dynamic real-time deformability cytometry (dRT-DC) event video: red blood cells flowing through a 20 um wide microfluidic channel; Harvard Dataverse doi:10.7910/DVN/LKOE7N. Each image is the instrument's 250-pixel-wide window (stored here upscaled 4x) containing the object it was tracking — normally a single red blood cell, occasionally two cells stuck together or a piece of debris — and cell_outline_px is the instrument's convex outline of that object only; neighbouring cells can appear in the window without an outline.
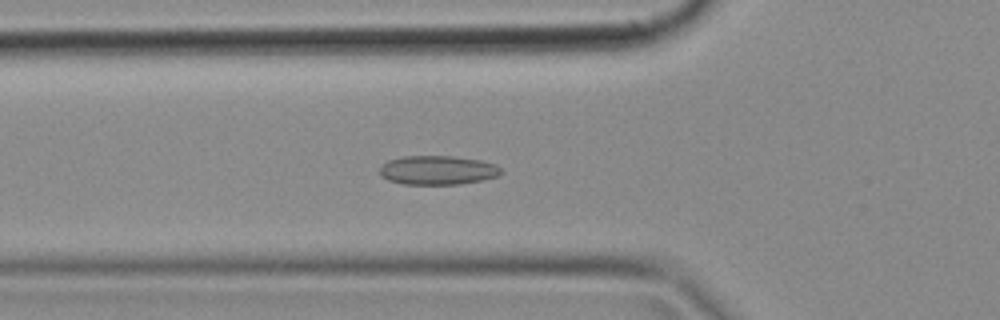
{"species": "common noctule bat (a hibernating species)", "species_latin": "Nyctalus noctula", "temperature_condition": "cold", "stored_images_in_passage": 50, "camera_frame_rate_fps": 3000, "um_per_image_px": 0.085, "animal": {"sex": "female", "body_mass_g": 18.4}, "frame": {"image": 1, "passage_image": 17, "time_ms": 5.333, "image_size_px": [1000, 320], "cell_outline_px": [[504, 172], [496, 176], [484, 180], [460, 184], [404, 184], [388, 180], [380, 176], [380, 168], [388, 160], [404, 156], [456, 156], [480, 160], [496, 164]], "centroid_in_image_um": [37.22, 14.46], "position_along_channel_um": 88.6, "area_um2": 20.63}}
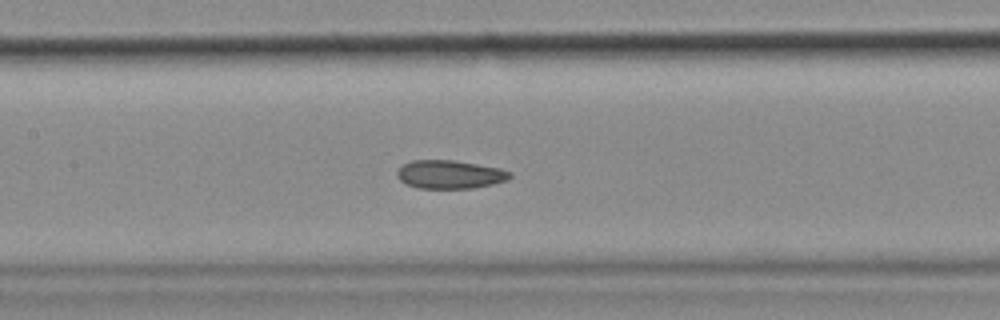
{"frame": {"image": 2, "passage_image": 23, "time_ms": 7.333, "image_size_px": [1000, 320], "cell_outline_px": [[512, 176], [508, 180], [492, 184], [472, 188], [420, 188], [404, 184], [396, 176], [396, 172], [404, 164], [412, 160], [456, 160], [500, 168], [512, 172]], "centroid_in_image_um": [38.24, 14.82], "position_along_channel_um": 169.2, "area_um2": 18.79}}
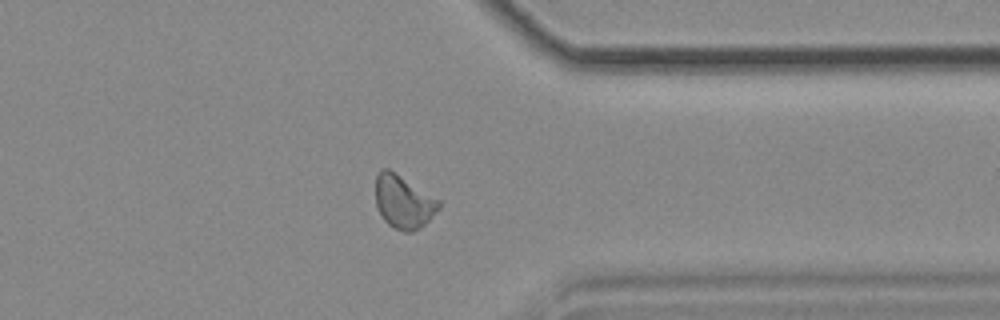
{"frame": {"image": 3, "passage_image": 39, "time_ms": 12.667, "image_size_px": [1000, 320], "cell_outline_px": [[440, 208], [420, 228], [412, 232], [404, 232], [388, 224], [384, 220], [376, 204], [376, 176], [384, 168], [388, 168], [440, 200]], "centroid_in_image_um": [34.3, 17.16], "position_along_channel_um": 377.1, "area_um2": 19.31}}